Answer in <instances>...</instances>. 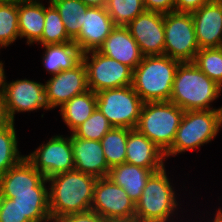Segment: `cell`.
I'll list each match as a JSON object with an SVG mask.
<instances>
[{
    "label": "cell",
    "mask_w": 222,
    "mask_h": 222,
    "mask_svg": "<svg viewBox=\"0 0 222 222\" xmlns=\"http://www.w3.org/2000/svg\"><path fill=\"white\" fill-rule=\"evenodd\" d=\"M47 180L52 222L67 214L91 210L96 177L74 169L53 175Z\"/></svg>",
    "instance_id": "cell-1"
},
{
    "label": "cell",
    "mask_w": 222,
    "mask_h": 222,
    "mask_svg": "<svg viewBox=\"0 0 222 222\" xmlns=\"http://www.w3.org/2000/svg\"><path fill=\"white\" fill-rule=\"evenodd\" d=\"M222 87L193 62H180L174 76L170 101L184 111L222 109L212 103L220 98Z\"/></svg>",
    "instance_id": "cell-2"
},
{
    "label": "cell",
    "mask_w": 222,
    "mask_h": 222,
    "mask_svg": "<svg viewBox=\"0 0 222 222\" xmlns=\"http://www.w3.org/2000/svg\"><path fill=\"white\" fill-rule=\"evenodd\" d=\"M179 63L167 55L144 56L133 70L132 88L143 102L170 101Z\"/></svg>",
    "instance_id": "cell-3"
},
{
    "label": "cell",
    "mask_w": 222,
    "mask_h": 222,
    "mask_svg": "<svg viewBox=\"0 0 222 222\" xmlns=\"http://www.w3.org/2000/svg\"><path fill=\"white\" fill-rule=\"evenodd\" d=\"M166 171L164 167L149 177L135 204V216L142 222H174L176 216L178 220L179 194Z\"/></svg>",
    "instance_id": "cell-4"
},
{
    "label": "cell",
    "mask_w": 222,
    "mask_h": 222,
    "mask_svg": "<svg viewBox=\"0 0 222 222\" xmlns=\"http://www.w3.org/2000/svg\"><path fill=\"white\" fill-rule=\"evenodd\" d=\"M222 128V109L184 111L166 161L178 154L197 150L216 138Z\"/></svg>",
    "instance_id": "cell-5"
},
{
    "label": "cell",
    "mask_w": 222,
    "mask_h": 222,
    "mask_svg": "<svg viewBox=\"0 0 222 222\" xmlns=\"http://www.w3.org/2000/svg\"><path fill=\"white\" fill-rule=\"evenodd\" d=\"M183 114L184 110L171 101L144 102L135 129L166 153Z\"/></svg>",
    "instance_id": "cell-6"
},
{
    "label": "cell",
    "mask_w": 222,
    "mask_h": 222,
    "mask_svg": "<svg viewBox=\"0 0 222 222\" xmlns=\"http://www.w3.org/2000/svg\"><path fill=\"white\" fill-rule=\"evenodd\" d=\"M96 95L97 108L113 127L136 128L144 102L132 86L104 89Z\"/></svg>",
    "instance_id": "cell-7"
},
{
    "label": "cell",
    "mask_w": 222,
    "mask_h": 222,
    "mask_svg": "<svg viewBox=\"0 0 222 222\" xmlns=\"http://www.w3.org/2000/svg\"><path fill=\"white\" fill-rule=\"evenodd\" d=\"M164 55L180 62H193L199 46L191 13L164 14Z\"/></svg>",
    "instance_id": "cell-8"
},
{
    "label": "cell",
    "mask_w": 222,
    "mask_h": 222,
    "mask_svg": "<svg viewBox=\"0 0 222 222\" xmlns=\"http://www.w3.org/2000/svg\"><path fill=\"white\" fill-rule=\"evenodd\" d=\"M82 61L86 67L89 90L94 93L132 84L133 70L130 67L97 50L83 53Z\"/></svg>",
    "instance_id": "cell-9"
},
{
    "label": "cell",
    "mask_w": 222,
    "mask_h": 222,
    "mask_svg": "<svg viewBox=\"0 0 222 222\" xmlns=\"http://www.w3.org/2000/svg\"><path fill=\"white\" fill-rule=\"evenodd\" d=\"M25 158L46 179L58 173L74 170L71 137L70 135H53L30 154L25 155Z\"/></svg>",
    "instance_id": "cell-10"
},
{
    "label": "cell",
    "mask_w": 222,
    "mask_h": 222,
    "mask_svg": "<svg viewBox=\"0 0 222 222\" xmlns=\"http://www.w3.org/2000/svg\"><path fill=\"white\" fill-rule=\"evenodd\" d=\"M5 77L3 97L9 117L15 122V114L37 110L50 111L46 102L45 83L24 79L7 81Z\"/></svg>",
    "instance_id": "cell-11"
},
{
    "label": "cell",
    "mask_w": 222,
    "mask_h": 222,
    "mask_svg": "<svg viewBox=\"0 0 222 222\" xmlns=\"http://www.w3.org/2000/svg\"><path fill=\"white\" fill-rule=\"evenodd\" d=\"M91 210L105 220L135 216V203L109 177L97 178Z\"/></svg>",
    "instance_id": "cell-12"
},
{
    "label": "cell",
    "mask_w": 222,
    "mask_h": 222,
    "mask_svg": "<svg viewBox=\"0 0 222 222\" xmlns=\"http://www.w3.org/2000/svg\"><path fill=\"white\" fill-rule=\"evenodd\" d=\"M45 82L46 102L49 110L61 107L74 96L89 90L86 67L81 61L70 70H63Z\"/></svg>",
    "instance_id": "cell-13"
},
{
    "label": "cell",
    "mask_w": 222,
    "mask_h": 222,
    "mask_svg": "<svg viewBox=\"0 0 222 222\" xmlns=\"http://www.w3.org/2000/svg\"><path fill=\"white\" fill-rule=\"evenodd\" d=\"M126 27L144 56L164 55V14L144 11Z\"/></svg>",
    "instance_id": "cell-14"
},
{
    "label": "cell",
    "mask_w": 222,
    "mask_h": 222,
    "mask_svg": "<svg viewBox=\"0 0 222 222\" xmlns=\"http://www.w3.org/2000/svg\"><path fill=\"white\" fill-rule=\"evenodd\" d=\"M115 27L105 7H88L80 33L73 42L82 53L98 50Z\"/></svg>",
    "instance_id": "cell-15"
},
{
    "label": "cell",
    "mask_w": 222,
    "mask_h": 222,
    "mask_svg": "<svg viewBox=\"0 0 222 222\" xmlns=\"http://www.w3.org/2000/svg\"><path fill=\"white\" fill-rule=\"evenodd\" d=\"M191 14L199 49L222 47V0L204 4Z\"/></svg>",
    "instance_id": "cell-16"
},
{
    "label": "cell",
    "mask_w": 222,
    "mask_h": 222,
    "mask_svg": "<svg viewBox=\"0 0 222 222\" xmlns=\"http://www.w3.org/2000/svg\"><path fill=\"white\" fill-rule=\"evenodd\" d=\"M74 169L96 178L108 177V166L100 141L86 140L70 134Z\"/></svg>",
    "instance_id": "cell-17"
},
{
    "label": "cell",
    "mask_w": 222,
    "mask_h": 222,
    "mask_svg": "<svg viewBox=\"0 0 222 222\" xmlns=\"http://www.w3.org/2000/svg\"><path fill=\"white\" fill-rule=\"evenodd\" d=\"M134 70L143 59L137 42L126 26H116L97 50Z\"/></svg>",
    "instance_id": "cell-18"
},
{
    "label": "cell",
    "mask_w": 222,
    "mask_h": 222,
    "mask_svg": "<svg viewBox=\"0 0 222 222\" xmlns=\"http://www.w3.org/2000/svg\"><path fill=\"white\" fill-rule=\"evenodd\" d=\"M126 163L151 171H159L165 167V153L151 140L136 129L128 133Z\"/></svg>",
    "instance_id": "cell-19"
},
{
    "label": "cell",
    "mask_w": 222,
    "mask_h": 222,
    "mask_svg": "<svg viewBox=\"0 0 222 222\" xmlns=\"http://www.w3.org/2000/svg\"><path fill=\"white\" fill-rule=\"evenodd\" d=\"M48 180L25 157L0 176V193L34 192L49 188Z\"/></svg>",
    "instance_id": "cell-20"
},
{
    "label": "cell",
    "mask_w": 222,
    "mask_h": 222,
    "mask_svg": "<svg viewBox=\"0 0 222 222\" xmlns=\"http://www.w3.org/2000/svg\"><path fill=\"white\" fill-rule=\"evenodd\" d=\"M43 0H18V28L20 40L33 46L41 40L44 31L45 4Z\"/></svg>",
    "instance_id": "cell-21"
},
{
    "label": "cell",
    "mask_w": 222,
    "mask_h": 222,
    "mask_svg": "<svg viewBox=\"0 0 222 222\" xmlns=\"http://www.w3.org/2000/svg\"><path fill=\"white\" fill-rule=\"evenodd\" d=\"M11 198L31 222H52L49 208V188H34V192L0 193Z\"/></svg>",
    "instance_id": "cell-22"
},
{
    "label": "cell",
    "mask_w": 222,
    "mask_h": 222,
    "mask_svg": "<svg viewBox=\"0 0 222 222\" xmlns=\"http://www.w3.org/2000/svg\"><path fill=\"white\" fill-rule=\"evenodd\" d=\"M157 171H151L136 165L123 163L110 168L108 177L121 186L130 199L136 204L146 186L149 177Z\"/></svg>",
    "instance_id": "cell-23"
},
{
    "label": "cell",
    "mask_w": 222,
    "mask_h": 222,
    "mask_svg": "<svg viewBox=\"0 0 222 222\" xmlns=\"http://www.w3.org/2000/svg\"><path fill=\"white\" fill-rule=\"evenodd\" d=\"M44 49L42 65L51 76L63 70H70L82 61V52L73 42L53 45H41Z\"/></svg>",
    "instance_id": "cell-24"
},
{
    "label": "cell",
    "mask_w": 222,
    "mask_h": 222,
    "mask_svg": "<svg viewBox=\"0 0 222 222\" xmlns=\"http://www.w3.org/2000/svg\"><path fill=\"white\" fill-rule=\"evenodd\" d=\"M97 108V95L92 90L74 96L68 102L59 107L62 122L69 128L72 134L83 122H85Z\"/></svg>",
    "instance_id": "cell-25"
},
{
    "label": "cell",
    "mask_w": 222,
    "mask_h": 222,
    "mask_svg": "<svg viewBox=\"0 0 222 222\" xmlns=\"http://www.w3.org/2000/svg\"><path fill=\"white\" fill-rule=\"evenodd\" d=\"M130 130L124 127H112L100 140L106 162L110 168L125 163Z\"/></svg>",
    "instance_id": "cell-26"
},
{
    "label": "cell",
    "mask_w": 222,
    "mask_h": 222,
    "mask_svg": "<svg viewBox=\"0 0 222 222\" xmlns=\"http://www.w3.org/2000/svg\"><path fill=\"white\" fill-rule=\"evenodd\" d=\"M58 10L68 36L74 40L80 33L88 6L79 0H49Z\"/></svg>",
    "instance_id": "cell-27"
},
{
    "label": "cell",
    "mask_w": 222,
    "mask_h": 222,
    "mask_svg": "<svg viewBox=\"0 0 222 222\" xmlns=\"http://www.w3.org/2000/svg\"><path fill=\"white\" fill-rule=\"evenodd\" d=\"M20 39L18 28V0H0V49Z\"/></svg>",
    "instance_id": "cell-28"
},
{
    "label": "cell",
    "mask_w": 222,
    "mask_h": 222,
    "mask_svg": "<svg viewBox=\"0 0 222 222\" xmlns=\"http://www.w3.org/2000/svg\"><path fill=\"white\" fill-rule=\"evenodd\" d=\"M45 6L44 31L37 45L63 44L73 41L67 34L56 7L48 0Z\"/></svg>",
    "instance_id": "cell-29"
},
{
    "label": "cell",
    "mask_w": 222,
    "mask_h": 222,
    "mask_svg": "<svg viewBox=\"0 0 222 222\" xmlns=\"http://www.w3.org/2000/svg\"><path fill=\"white\" fill-rule=\"evenodd\" d=\"M18 144L15 122L0 130V176L25 157L19 151Z\"/></svg>",
    "instance_id": "cell-30"
},
{
    "label": "cell",
    "mask_w": 222,
    "mask_h": 222,
    "mask_svg": "<svg viewBox=\"0 0 222 222\" xmlns=\"http://www.w3.org/2000/svg\"><path fill=\"white\" fill-rule=\"evenodd\" d=\"M116 26H126L145 11L143 0H107L105 6Z\"/></svg>",
    "instance_id": "cell-31"
},
{
    "label": "cell",
    "mask_w": 222,
    "mask_h": 222,
    "mask_svg": "<svg viewBox=\"0 0 222 222\" xmlns=\"http://www.w3.org/2000/svg\"><path fill=\"white\" fill-rule=\"evenodd\" d=\"M193 63L222 87V47L199 49Z\"/></svg>",
    "instance_id": "cell-32"
},
{
    "label": "cell",
    "mask_w": 222,
    "mask_h": 222,
    "mask_svg": "<svg viewBox=\"0 0 222 222\" xmlns=\"http://www.w3.org/2000/svg\"><path fill=\"white\" fill-rule=\"evenodd\" d=\"M112 127L102 112L96 108L92 115L73 134L78 138L100 141Z\"/></svg>",
    "instance_id": "cell-33"
},
{
    "label": "cell",
    "mask_w": 222,
    "mask_h": 222,
    "mask_svg": "<svg viewBox=\"0 0 222 222\" xmlns=\"http://www.w3.org/2000/svg\"><path fill=\"white\" fill-rule=\"evenodd\" d=\"M0 222H31L11 198L0 196Z\"/></svg>",
    "instance_id": "cell-34"
},
{
    "label": "cell",
    "mask_w": 222,
    "mask_h": 222,
    "mask_svg": "<svg viewBox=\"0 0 222 222\" xmlns=\"http://www.w3.org/2000/svg\"><path fill=\"white\" fill-rule=\"evenodd\" d=\"M54 222H106V220L95 211L89 210L82 213L64 215L57 218Z\"/></svg>",
    "instance_id": "cell-35"
},
{
    "label": "cell",
    "mask_w": 222,
    "mask_h": 222,
    "mask_svg": "<svg viewBox=\"0 0 222 222\" xmlns=\"http://www.w3.org/2000/svg\"><path fill=\"white\" fill-rule=\"evenodd\" d=\"M145 11L167 14L175 11V0H143Z\"/></svg>",
    "instance_id": "cell-36"
},
{
    "label": "cell",
    "mask_w": 222,
    "mask_h": 222,
    "mask_svg": "<svg viewBox=\"0 0 222 222\" xmlns=\"http://www.w3.org/2000/svg\"><path fill=\"white\" fill-rule=\"evenodd\" d=\"M214 0H175V12L192 13Z\"/></svg>",
    "instance_id": "cell-37"
},
{
    "label": "cell",
    "mask_w": 222,
    "mask_h": 222,
    "mask_svg": "<svg viewBox=\"0 0 222 222\" xmlns=\"http://www.w3.org/2000/svg\"><path fill=\"white\" fill-rule=\"evenodd\" d=\"M13 121L9 117L3 94L0 95V130L8 128Z\"/></svg>",
    "instance_id": "cell-38"
},
{
    "label": "cell",
    "mask_w": 222,
    "mask_h": 222,
    "mask_svg": "<svg viewBox=\"0 0 222 222\" xmlns=\"http://www.w3.org/2000/svg\"><path fill=\"white\" fill-rule=\"evenodd\" d=\"M88 7H105L107 0H79Z\"/></svg>",
    "instance_id": "cell-39"
},
{
    "label": "cell",
    "mask_w": 222,
    "mask_h": 222,
    "mask_svg": "<svg viewBox=\"0 0 222 222\" xmlns=\"http://www.w3.org/2000/svg\"><path fill=\"white\" fill-rule=\"evenodd\" d=\"M4 67H5L4 62L3 60L0 59V95L3 94L4 81L6 77Z\"/></svg>",
    "instance_id": "cell-40"
},
{
    "label": "cell",
    "mask_w": 222,
    "mask_h": 222,
    "mask_svg": "<svg viewBox=\"0 0 222 222\" xmlns=\"http://www.w3.org/2000/svg\"><path fill=\"white\" fill-rule=\"evenodd\" d=\"M106 222H142V221L136 216H131L126 218H112L106 220Z\"/></svg>",
    "instance_id": "cell-41"
},
{
    "label": "cell",
    "mask_w": 222,
    "mask_h": 222,
    "mask_svg": "<svg viewBox=\"0 0 222 222\" xmlns=\"http://www.w3.org/2000/svg\"><path fill=\"white\" fill-rule=\"evenodd\" d=\"M213 215V220L207 222H222V210L220 208H217L216 213H214Z\"/></svg>",
    "instance_id": "cell-42"
}]
</instances>
